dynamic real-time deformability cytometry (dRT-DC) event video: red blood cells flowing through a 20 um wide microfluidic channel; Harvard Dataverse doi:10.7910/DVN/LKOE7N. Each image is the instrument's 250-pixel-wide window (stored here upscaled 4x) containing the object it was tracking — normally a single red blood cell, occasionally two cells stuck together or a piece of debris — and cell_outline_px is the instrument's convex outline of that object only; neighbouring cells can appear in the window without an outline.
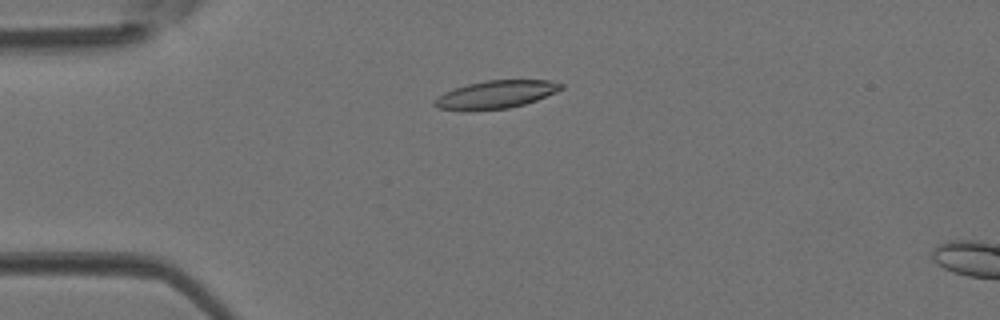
{"species": "Egyptian fruit bat (a non-hibernating species)", "species_latin": "Rousettus aegyptiacus", "temperature_condition": "room temperature", "stored_images_in_passage": 13, "camera_frame_rate_fps": 3000, "um_per_image_px": 0.085, "animal": {"sex": "female"}, "frame": {"image": 1, "passage_image": 10, "time_ms": 3.0, "image_size_px": [1000, 320], "cell_outline_px": [[564, 88], [556, 92], [536, 100], [524, 104], [508, 108], [436, 108], [432, 104], [432, 100], [436, 96], [452, 88], [468, 84], [488, 80], [548, 80], [564, 84]], "centroid_in_image_um": [42.17, 7.99], "position_along_channel_um": 42.8, "area_um2": 20.0}}